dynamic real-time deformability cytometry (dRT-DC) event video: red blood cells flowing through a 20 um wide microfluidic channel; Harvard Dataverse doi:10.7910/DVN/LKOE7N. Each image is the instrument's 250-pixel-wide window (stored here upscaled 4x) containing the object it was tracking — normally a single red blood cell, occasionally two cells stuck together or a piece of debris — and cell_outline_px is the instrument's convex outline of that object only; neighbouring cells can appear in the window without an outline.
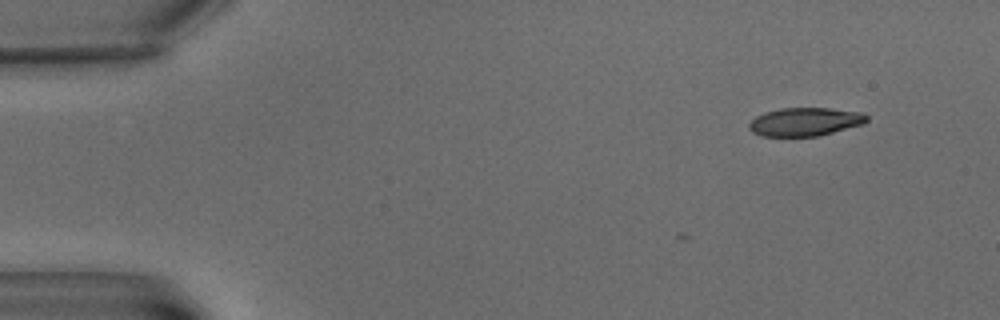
{"species": "common noctule bat (a hibernating species)", "species_latin": "Nyctalus noctula", "temperature_condition": "warm", "stored_images_in_passage": 2, "camera_frame_rate_fps": 3000, "um_per_image_px": 0.085, "animal": {"sex": "male", "body_mass_g": 15.6}, "frame": {"image": 1, "passage_image": 2, "time_ms": 1.333, "image_size_px": [1000, 320], "cell_outline_px": [[868, 120], [864, 124], [820, 136], [760, 136], [752, 132], [748, 128], [748, 124], [756, 116], [764, 112], [780, 108], [828, 108], [860, 112], [868, 116]], "centroid_in_image_um": [68.42, 10.35], "position_along_channel_um": 16.6, "area_um2": 19.59}}